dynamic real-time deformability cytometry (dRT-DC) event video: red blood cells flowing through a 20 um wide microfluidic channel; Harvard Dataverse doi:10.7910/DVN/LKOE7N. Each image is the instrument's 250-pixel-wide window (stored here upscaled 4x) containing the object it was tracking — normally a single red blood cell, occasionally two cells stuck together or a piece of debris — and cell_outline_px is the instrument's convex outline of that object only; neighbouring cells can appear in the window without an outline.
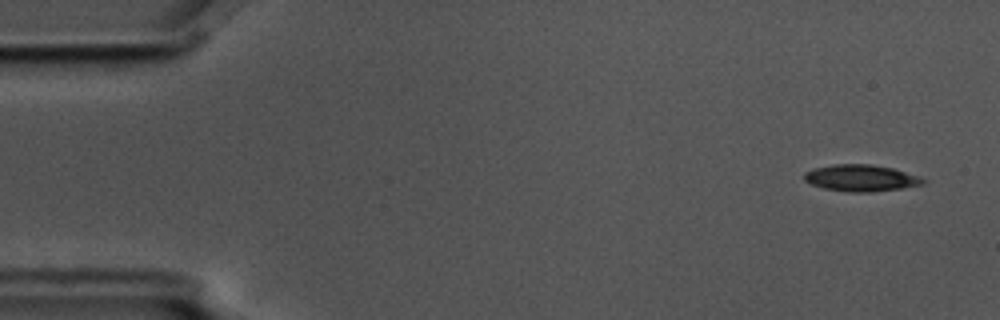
{"species": "common noctule bat (a hibernating species)", "species_latin": "Nyctalus noctula", "temperature_condition": "cold", "stored_images_in_passage": 54, "camera_frame_rate_fps": 3000, "um_per_image_px": 0.085, "animal": {"sex": "male", "body_mass_g": 17.5, "forearm_length_mm": 52.3}, "frame": {"image": 1, "passage_image": 1, "time_ms": 0.0, "image_size_px": [1000, 320], "cell_outline_px": [[928, 180], [924, 184], [900, 188], [872, 192], [848, 192], [824, 188], [812, 184], [804, 180], [804, 172], [812, 168], [836, 164], [872, 164], [892, 168]], "centroid_in_image_um": [73.15, 15.13], "position_along_channel_um": 11.8, "area_um2": 18.32}}
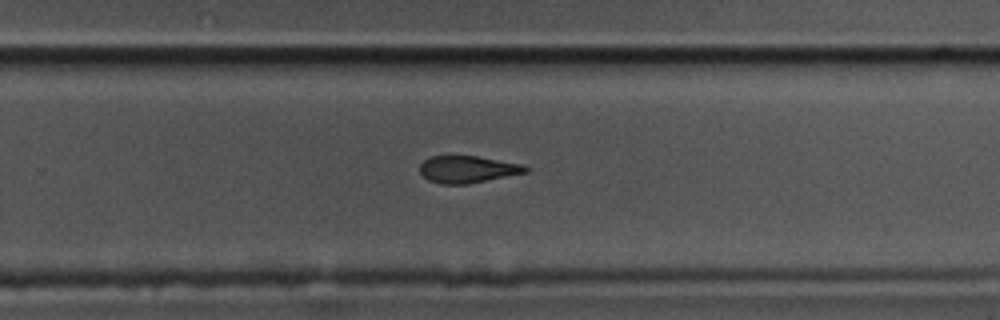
{"frame": {"image": 2, "passage_image": 34, "time_ms": 11.0, "image_size_px": [1000, 320], "cell_outline_px": [[532, 168], [528, 172], [468, 184], [440, 184], [428, 180], [420, 172], [420, 164], [428, 156], [476, 156], [524, 164]], "centroid_in_image_um": [39.78, 14.39], "position_along_channel_um": 290.0, "area_um2": 16.82}}
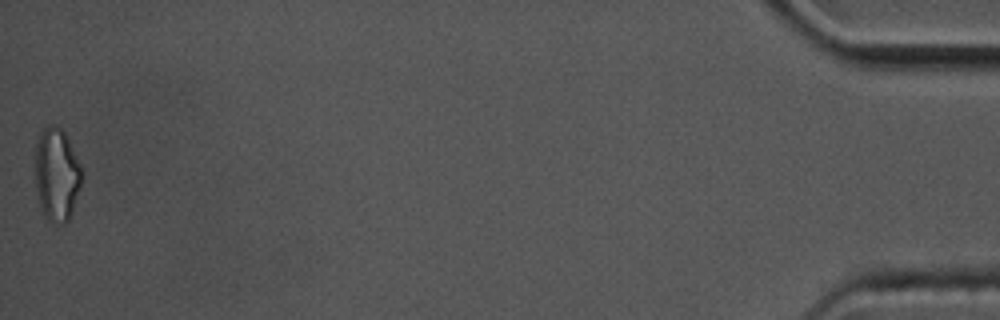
{"frame": {"image": 3, "passage_image": 54, "time_ms": 17.667, "image_size_px": [1000, 320], "cell_outline_px": [[80, 184], [72, 212], [68, 220], [64, 224], [48, 220], [44, 216], [40, 204], [36, 188], [36, 144], [40, 132], [48, 124], [52, 124], [60, 128], [64, 132], [80, 164]], "centroid_in_image_um": [4.8, 14.82], "position_along_channel_um": 430.4, "area_um2": 24.68}, "authors_computed_cell_mechanics": {"area_um2": 18.4382, "velocity_mm_per_s": 3.5782, "shape_relaxation_time_tau1_ms": 3.9026, "shape_relaxation_time_tau2_ms": null, "deformation_change_tau1": 0.127, "deformation_change_tau2": null}}